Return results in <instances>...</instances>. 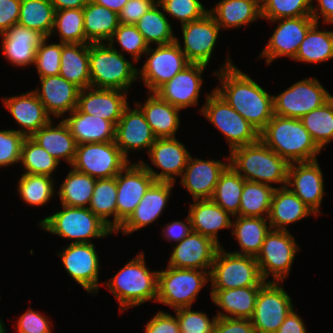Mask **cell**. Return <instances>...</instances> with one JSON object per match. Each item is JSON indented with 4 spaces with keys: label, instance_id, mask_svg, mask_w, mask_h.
Returning a JSON list of instances; mask_svg holds the SVG:
<instances>
[{
    "label": "cell",
    "instance_id": "1",
    "mask_svg": "<svg viewBox=\"0 0 333 333\" xmlns=\"http://www.w3.org/2000/svg\"><path fill=\"white\" fill-rule=\"evenodd\" d=\"M214 74L221 83V86H217L214 90L261 132L274 115L273 95L239 70L229 57Z\"/></svg>",
    "mask_w": 333,
    "mask_h": 333
},
{
    "label": "cell",
    "instance_id": "2",
    "mask_svg": "<svg viewBox=\"0 0 333 333\" xmlns=\"http://www.w3.org/2000/svg\"><path fill=\"white\" fill-rule=\"evenodd\" d=\"M260 140L289 164L317 160L321 152L300 119L275 114L260 132Z\"/></svg>",
    "mask_w": 333,
    "mask_h": 333
},
{
    "label": "cell",
    "instance_id": "3",
    "mask_svg": "<svg viewBox=\"0 0 333 333\" xmlns=\"http://www.w3.org/2000/svg\"><path fill=\"white\" fill-rule=\"evenodd\" d=\"M158 272L148 269L144 252H139L104 285L114 295L119 303L120 311L123 313L129 308L147 301L156 302Z\"/></svg>",
    "mask_w": 333,
    "mask_h": 333
},
{
    "label": "cell",
    "instance_id": "4",
    "mask_svg": "<svg viewBox=\"0 0 333 333\" xmlns=\"http://www.w3.org/2000/svg\"><path fill=\"white\" fill-rule=\"evenodd\" d=\"M229 155V164L246 181L286 186L289 163L261 140L234 148Z\"/></svg>",
    "mask_w": 333,
    "mask_h": 333
},
{
    "label": "cell",
    "instance_id": "5",
    "mask_svg": "<svg viewBox=\"0 0 333 333\" xmlns=\"http://www.w3.org/2000/svg\"><path fill=\"white\" fill-rule=\"evenodd\" d=\"M90 87L129 91L138 69L108 43L89 44Z\"/></svg>",
    "mask_w": 333,
    "mask_h": 333
},
{
    "label": "cell",
    "instance_id": "6",
    "mask_svg": "<svg viewBox=\"0 0 333 333\" xmlns=\"http://www.w3.org/2000/svg\"><path fill=\"white\" fill-rule=\"evenodd\" d=\"M38 225L46 232L73 240V244L93 243L92 238L107 237L114 232L89 208L65 205L62 210L40 220Z\"/></svg>",
    "mask_w": 333,
    "mask_h": 333
},
{
    "label": "cell",
    "instance_id": "7",
    "mask_svg": "<svg viewBox=\"0 0 333 333\" xmlns=\"http://www.w3.org/2000/svg\"><path fill=\"white\" fill-rule=\"evenodd\" d=\"M210 289L227 290L239 287L262 286V278L256 257L225 251L220 246L210 271Z\"/></svg>",
    "mask_w": 333,
    "mask_h": 333
},
{
    "label": "cell",
    "instance_id": "8",
    "mask_svg": "<svg viewBox=\"0 0 333 333\" xmlns=\"http://www.w3.org/2000/svg\"><path fill=\"white\" fill-rule=\"evenodd\" d=\"M210 281V272L167 266L158 272V296L156 303L174 310L192 307L197 295Z\"/></svg>",
    "mask_w": 333,
    "mask_h": 333
},
{
    "label": "cell",
    "instance_id": "9",
    "mask_svg": "<svg viewBox=\"0 0 333 333\" xmlns=\"http://www.w3.org/2000/svg\"><path fill=\"white\" fill-rule=\"evenodd\" d=\"M201 115L216 127L227 140L230 152L237 147L260 140V132L236 112L215 90L206 94Z\"/></svg>",
    "mask_w": 333,
    "mask_h": 333
},
{
    "label": "cell",
    "instance_id": "10",
    "mask_svg": "<svg viewBox=\"0 0 333 333\" xmlns=\"http://www.w3.org/2000/svg\"><path fill=\"white\" fill-rule=\"evenodd\" d=\"M131 161L115 141L79 144L71 168L95 179L116 177Z\"/></svg>",
    "mask_w": 333,
    "mask_h": 333
},
{
    "label": "cell",
    "instance_id": "11",
    "mask_svg": "<svg viewBox=\"0 0 333 333\" xmlns=\"http://www.w3.org/2000/svg\"><path fill=\"white\" fill-rule=\"evenodd\" d=\"M300 247L288 230H273L264 238L256 257L260 273L265 281L271 274L274 282H284L290 274L292 263Z\"/></svg>",
    "mask_w": 333,
    "mask_h": 333
},
{
    "label": "cell",
    "instance_id": "12",
    "mask_svg": "<svg viewBox=\"0 0 333 333\" xmlns=\"http://www.w3.org/2000/svg\"><path fill=\"white\" fill-rule=\"evenodd\" d=\"M332 96L316 78L306 77L279 95H273L274 114L301 119L305 114L322 106Z\"/></svg>",
    "mask_w": 333,
    "mask_h": 333
},
{
    "label": "cell",
    "instance_id": "13",
    "mask_svg": "<svg viewBox=\"0 0 333 333\" xmlns=\"http://www.w3.org/2000/svg\"><path fill=\"white\" fill-rule=\"evenodd\" d=\"M280 283L266 281L260 287L250 318L255 333H275L294 309L291 297Z\"/></svg>",
    "mask_w": 333,
    "mask_h": 333
},
{
    "label": "cell",
    "instance_id": "14",
    "mask_svg": "<svg viewBox=\"0 0 333 333\" xmlns=\"http://www.w3.org/2000/svg\"><path fill=\"white\" fill-rule=\"evenodd\" d=\"M144 55L147 60L142 69L138 68V79L143 80L148 93H154L190 64L176 41L149 47Z\"/></svg>",
    "mask_w": 333,
    "mask_h": 333
},
{
    "label": "cell",
    "instance_id": "15",
    "mask_svg": "<svg viewBox=\"0 0 333 333\" xmlns=\"http://www.w3.org/2000/svg\"><path fill=\"white\" fill-rule=\"evenodd\" d=\"M269 22L273 24L279 22V24L258 56L266 58L267 65L283 56L294 59L301 42L305 39L309 29L316 23L311 16L282 18Z\"/></svg>",
    "mask_w": 333,
    "mask_h": 333
},
{
    "label": "cell",
    "instance_id": "16",
    "mask_svg": "<svg viewBox=\"0 0 333 333\" xmlns=\"http://www.w3.org/2000/svg\"><path fill=\"white\" fill-rule=\"evenodd\" d=\"M93 243H70L57 255L71 279L77 282L88 293L99 291L100 261Z\"/></svg>",
    "mask_w": 333,
    "mask_h": 333
},
{
    "label": "cell",
    "instance_id": "17",
    "mask_svg": "<svg viewBox=\"0 0 333 333\" xmlns=\"http://www.w3.org/2000/svg\"><path fill=\"white\" fill-rule=\"evenodd\" d=\"M155 182L143 164L129 163L117 176V230L135 211L149 187Z\"/></svg>",
    "mask_w": 333,
    "mask_h": 333
},
{
    "label": "cell",
    "instance_id": "18",
    "mask_svg": "<svg viewBox=\"0 0 333 333\" xmlns=\"http://www.w3.org/2000/svg\"><path fill=\"white\" fill-rule=\"evenodd\" d=\"M183 48L176 37V42L190 63L208 66L219 37L220 27L208 12L202 18L183 24Z\"/></svg>",
    "mask_w": 333,
    "mask_h": 333
},
{
    "label": "cell",
    "instance_id": "19",
    "mask_svg": "<svg viewBox=\"0 0 333 333\" xmlns=\"http://www.w3.org/2000/svg\"><path fill=\"white\" fill-rule=\"evenodd\" d=\"M153 166L161 169L155 172L144 161H140L155 181L175 183L176 177H181L191 154L186 146L175 138H157L147 152Z\"/></svg>",
    "mask_w": 333,
    "mask_h": 333
},
{
    "label": "cell",
    "instance_id": "20",
    "mask_svg": "<svg viewBox=\"0 0 333 333\" xmlns=\"http://www.w3.org/2000/svg\"><path fill=\"white\" fill-rule=\"evenodd\" d=\"M323 172L318 160L290 163L286 186L293 191L314 213L321 214L324 196Z\"/></svg>",
    "mask_w": 333,
    "mask_h": 333
},
{
    "label": "cell",
    "instance_id": "21",
    "mask_svg": "<svg viewBox=\"0 0 333 333\" xmlns=\"http://www.w3.org/2000/svg\"><path fill=\"white\" fill-rule=\"evenodd\" d=\"M204 64L190 63L170 81L160 86L154 93L162 100L181 110L199 103L203 84Z\"/></svg>",
    "mask_w": 333,
    "mask_h": 333
},
{
    "label": "cell",
    "instance_id": "22",
    "mask_svg": "<svg viewBox=\"0 0 333 333\" xmlns=\"http://www.w3.org/2000/svg\"><path fill=\"white\" fill-rule=\"evenodd\" d=\"M172 248L167 266L210 272L220 246L209 237L192 231Z\"/></svg>",
    "mask_w": 333,
    "mask_h": 333
},
{
    "label": "cell",
    "instance_id": "23",
    "mask_svg": "<svg viewBox=\"0 0 333 333\" xmlns=\"http://www.w3.org/2000/svg\"><path fill=\"white\" fill-rule=\"evenodd\" d=\"M156 139L142 111L137 106L131 109L128 105L115 131V143L123 155L128 159L130 151L147 149L149 152Z\"/></svg>",
    "mask_w": 333,
    "mask_h": 333
},
{
    "label": "cell",
    "instance_id": "24",
    "mask_svg": "<svg viewBox=\"0 0 333 333\" xmlns=\"http://www.w3.org/2000/svg\"><path fill=\"white\" fill-rule=\"evenodd\" d=\"M128 92L119 89L87 87L80 90L76 109L111 121L115 126L129 105Z\"/></svg>",
    "mask_w": 333,
    "mask_h": 333
},
{
    "label": "cell",
    "instance_id": "25",
    "mask_svg": "<svg viewBox=\"0 0 333 333\" xmlns=\"http://www.w3.org/2000/svg\"><path fill=\"white\" fill-rule=\"evenodd\" d=\"M219 160H203L190 156L180 184L192 195L194 200L211 199L220 174L229 165Z\"/></svg>",
    "mask_w": 333,
    "mask_h": 333
},
{
    "label": "cell",
    "instance_id": "26",
    "mask_svg": "<svg viewBox=\"0 0 333 333\" xmlns=\"http://www.w3.org/2000/svg\"><path fill=\"white\" fill-rule=\"evenodd\" d=\"M174 184L155 181L146 191L135 211L115 233L118 235L122 231L124 235H129L156 221L169 202Z\"/></svg>",
    "mask_w": 333,
    "mask_h": 333
},
{
    "label": "cell",
    "instance_id": "27",
    "mask_svg": "<svg viewBox=\"0 0 333 333\" xmlns=\"http://www.w3.org/2000/svg\"><path fill=\"white\" fill-rule=\"evenodd\" d=\"M1 48L4 57L16 67L34 66L36 52L45 38L40 32L19 24L13 25L4 33Z\"/></svg>",
    "mask_w": 333,
    "mask_h": 333
},
{
    "label": "cell",
    "instance_id": "28",
    "mask_svg": "<svg viewBox=\"0 0 333 333\" xmlns=\"http://www.w3.org/2000/svg\"><path fill=\"white\" fill-rule=\"evenodd\" d=\"M41 90L37 87L36 93L46 112L56 118L63 117L77 107L80 88L67 81L60 75L40 77Z\"/></svg>",
    "mask_w": 333,
    "mask_h": 333
},
{
    "label": "cell",
    "instance_id": "29",
    "mask_svg": "<svg viewBox=\"0 0 333 333\" xmlns=\"http://www.w3.org/2000/svg\"><path fill=\"white\" fill-rule=\"evenodd\" d=\"M2 100L16 121L15 123L21 128L15 131L26 137H31L40 128L54 120L46 112L44 105L33 90L19 96L4 97Z\"/></svg>",
    "mask_w": 333,
    "mask_h": 333
},
{
    "label": "cell",
    "instance_id": "30",
    "mask_svg": "<svg viewBox=\"0 0 333 333\" xmlns=\"http://www.w3.org/2000/svg\"><path fill=\"white\" fill-rule=\"evenodd\" d=\"M315 213L287 186L275 189L268 221L273 230H288L291 223L301 221Z\"/></svg>",
    "mask_w": 333,
    "mask_h": 333
},
{
    "label": "cell",
    "instance_id": "31",
    "mask_svg": "<svg viewBox=\"0 0 333 333\" xmlns=\"http://www.w3.org/2000/svg\"><path fill=\"white\" fill-rule=\"evenodd\" d=\"M149 94L144 104L134 102L145 116L156 138H175L180 126L179 112L169 102L160 99L155 93Z\"/></svg>",
    "mask_w": 333,
    "mask_h": 333
},
{
    "label": "cell",
    "instance_id": "32",
    "mask_svg": "<svg viewBox=\"0 0 333 333\" xmlns=\"http://www.w3.org/2000/svg\"><path fill=\"white\" fill-rule=\"evenodd\" d=\"M190 204L189 217L192 230L209 237L220 245L218 232L221 229H230L232 221L230 214L224 211L212 199L194 200Z\"/></svg>",
    "mask_w": 333,
    "mask_h": 333
},
{
    "label": "cell",
    "instance_id": "33",
    "mask_svg": "<svg viewBox=\"0 0 333 333\" xmlns=\"http://www.w3.org/2000/svg\"><path fill=\"white\" fill-rule=\"evenodd\" d=\"M63 118L77 145L115 141L116 126L108 120L79 112L76 108Z\"/></svg>",
    "mask_w": 333,
    "mask_h": 333
},
{
    "label": "cell",
    "instance_id": "34",
    "mask_svg": "<svg viewBox=\"0 0 333 333\" xmlns=\"http://www.w3.org/2000/svg\"><path fill=\"white\" fill-rule=\"evenodd\" d=\"M260 287L248 286L227 290H210L213 303L225 311H218L217 317L250 319L254 313Z\"/></svg>",
    "mask_w": 333,
    "mask_h": 333
},
{
    "label": "cell",
    "instance_id": "35",
    "mask_svg": "<svg viewBox=\"0 0 333 333\" xmlns=\"http://www.w3.org/2000/svg\"><path fill=\"white\" fill-rule=\"evenodd\" d=\"M52 121L36 131L31 138L59 162L63 159L71 166L76 155L75 138L63 119L56 126Z\"/></svg>",
    "mask_w": 333,
    "mask_h": 333
},
{
    "label": "cell",
    "instance_id": "36",
    "mask_svg": "<svg viewBox=\"0 0 333 333\" xmlns=\"http://www.w3.org/2000/svg\"><path fill=\"white\" fill-rule=\"evenodd\" d=\"M208 12L221 30H230L260 19L261 5L256 0H221Z\"/></svg>",
    "mask_w": 333,
    "mask_h": 333
},
{
    "label": "cell",
    "instance_id": "37",
    "mask_svg": "<svg viewBox=\"0 0 333 333\" xmlns=\"http://www.w3.org/2000/svg\"><path fill=\"white\" fill-rule=\"evenodd\" d=\"M232 221V236H235L240 251H231L236 254L257 257L261 251L264 238L270 232L271 226L268 218L235 216Z\"/></svg>",
    "mask_w": 333,
    "mask_h": 333
},
{
    "label": "cell",
    "instance_id": "38",
    "mask_svg": "<svg viewBox=\"0 0 333 333\" xmlns=\"http://www.w3.org/2000/svg\"><path fill=\"white\" fill-rule=\"evenodd\" d=\"M59 75L81 90L90 87L89 44H64Z\"/></svg>",
    "mask_w": 333,
    "mask_h": 333
},
{
    "label": "cell",
    "instance_id": "39",
    "mask_svg": "<svg viewBox=\"0 0 333 333\" xmlns=\"http://www.w3.org/2000/svg\"><path fill=\"white\" fill-rule=\"evenodd\" d=\"M83 15L85 37L90 43H107L120 24L116 12L91 0L83 8Z\"/></svg>",
    "mask_w": 333,
    "mask_h": 333
},
{
    "label": "cell",
    "instance_id": "40",
    "mask_svg": "<svg viewBox=\"0 0 333 333\" xmlns=\"http://www.w3.org/2000/svg\"><path fill=\"white\" fill-rule=\"evenodd\" d=\"M318 27L319 23H315L309 29L293 60L317 64L333 59V30Z\"/></svg>",
    "mask_w": 333,
    "mask_h": 333
},
{
    "label": "cell",
    "instance_id": "41",
    "mask_svg": "<svg viewBox=\"0 0 333 333\" xmlns=\"http://www.w3.org/2000/svg\"><path fill=\"white\" fill-rule=\"evenodd\" d=\"M245 181L229 164L220 174L211 199L232 217L239 216L240 200Z\"/></svg>",
    "mask_w": 333,
    "mask_h": 333
},
{
    "label": "cell",
    "instance_id": "42",
    "mask_svg": "<svg viewBox=\"0 0 333 333\" xmlns=\"http://www.w3.org/2000/svg\"><path fill=\"white\" fill-rule=\"evenodd\" d=\"M95 183V178L72 168L56 192L61 205L88 208Z\"/></svg>",
    "mask_w": 333,
    "mask_h": 333
},
{
    "label": "cell",
    "instance_id": "43",
    "mask_svg": "<svg viewBox=\"0 0 333 333\" xmlns=\"http://www.w3.org/2000/svg\"><path fill=\"white\" fill-rule=\"evenodd\" d=\"M117 185L116 177L96 179L88 208L104 221L114 233L117 231ZM110 216H113L111 221Z\"/></svg>",
    "mask_w": 333,
    "mask_h": 333
},
{
    "label": "cell",
    "instance_id": "44",
    "mask_svg": "<svg viewBox=\"0 0 333 333\" xmlns=\"http://www.w3.org/2000/svg\"><path fill=\"white\" fill-rule=\"evenodd\" d=\"M135 25L149 47L151 43L164 45L176 40L170 21L159 3L151 7Z\"/></svg>",
    "mask_w": 333,
    "mask_h": 333
},
{
    "label": "cell",
    "instance_id": "45",
    "mask_svg": "<svg viewBox=\"0 0 333 333\" xmlns=\"http://www.w3.org/2000/svg\"><path fill=\"white\" fill-rule=\"evenodd\" d=\"M55 9L49 0H21L18 24L51 37Z\"/></svg>",
    "mask_w": 333,
    "mask_h": 333
},
{
    "label": "cell",
    "instance_id": "46",
    "mask_svg": "<svg viewBox=\"0 0 333 333\" xmlns=\"http://www.w3.org/2000/svg\"><path fill=\"white\" fill-rule=\"evenodd\" d=\"M276 188L259 182L245 181L240 200L239 216L268 218Z\"/></svg>",
    "mask_w": 333,
    "mask_h": 333
},
{
    "label": "cell",
    "instance_id": "47",
    "mask_svg": "<svg viewBox=\"0 0 333 333\" xmlns=\"http://www.w3.org/2000/svg\"><path fill=\"white\" fill-rule=\"evenodd\" d=\"M57 33L60 43L90 44L85 37L83 8L55 10L51 36Z\"/></svg>",
    "mask_w": 333,
    "mask_h": 333
},
{
    "label": "cell",
    "instance_id": "48",
    "mask_svg": "<svg viewBox=\"0 0 333 333\" xmlns=\"http://www.w3.org/2000/svg\"><path fill=\"white\" fill-rule=\"evenodd\" d=\"M300 120L322 150L325 145L333 141V96L322 106L305 114Z\"/></svg>",
    "mask_w": 333,
    "mask_h": 333
},
{
    "label": "cell",
    "instance_id": "49",
    "mask_svg": "<svg viewBox=\"0 0 333 333\" xmlns=\"http://www.w3.org/2000/svg\"><path fill=\"white\" fill-rule=\"evenodd\" d=\"M55 185L53 177L23 173L19 178L17 193L26 204L43 206L54 196Z\"/></svg>",
    "mask_w": 333,
    "mask_h": 333
},
{
    "label": "cell",
    "instance_id": "50",
    "mask_svg": "<svg viewBox=\"0 0 333 333\" xmlns=\"http://www.w3.org/2000/svg\"><path fill=\"white\" fill-rule=\"evenodd\" d=\"M20 164H23L24 173L52 177L60 162L31 137H26L22 145Z\"/></svg>",
    "mask_w": 333,
    "mask_h": 333
},
{
    "label": "cell",
    "instance_id": "51",
    "mask_svg": "<svg viewBox=\"0 0 333 333\" xmlns=\"http://www.w3.org/2000/svg\"><path fill=\"white\" fill-rule=\"evenodd\" d=\"M312 4V0H265L261 4V19L274 21L311 16Z\"/></svg>",
    "mask_w": 333,
    "mask_h": 333
},
{
    "label": "cell",
    "instance_id": "52",
    "mask_svg": "<svg viewBox=\"0 0 333 333\" xmlns=\"http://www.w3.org/2000/svg\"><path fill=\"white\" fill-rule=\"evenodd\" d=\"M115 42L121 46V51L118 52L121 54L124 52L129 53L131 59L136 63L149 49V45L138 31L136 25L120 23L107 43L114 45Z\"/></svg>",
    "mask_w": 333,
    "mask_h": 333
},
{
    "label": "cell",
    "instance_id": "53",
    "mask_svg": "<svg viewBox=\"0 0 333 333\" xmlns=\"http://www.w3.org/2000/svg\"><path fill=\"white\" fill-rule=\"evenodd\" d=\"M48 37H45L36 52L34 65L39 77H49L59 75L60 57L62 43L48 44Z\"/></svg>",
    "mask_w": 333,
    "mask_h": 333
},
{
    "label": "cell",
    "instance_id": "54",
    "mask_svg": "<svg viewBox=\"0 0 333 333\" xmlns=\"http://www.w3.org/2000/svg\"><path fill=\"white\" fill-rule=\"evenodd\" d=\"M159 4L165 14L178 19L181 25L198 20L208 13L199 0H161Z\"/></svg>",
    "mask_w": 333,
    "mask_h": 333
},
{
    "label": "cell",
    "instance_id": "55",
    "mask_svg": "<svg viewBox=\"0 0 333 333\" xmlns=\"http://www.w3.org/2000/svg\"><path fill=\"white\" fill-rule=\"evenodd\" d=\"M180 326V333H213L217 315L210 320L205 312L191 307L174 310Z\"/></svg>",
    "mask_w": 333,
    "mask_h": 333
},
{
    "label": "cell",
    "instance_id": "56",
    "mask_svg": "<svg viewBox=\"0 0 333 333\" xmlns=\"http://www.w3.org/2000/svg\"><path fill=\"white\" fill-rule=\"evenodd\" d=\"M15 130H0V167L20 164L22 145L26 136Z\"/></svg>",
    "mask_w": 333,
    "mask_h": 333
},
{
    "label": "cell",
    "instance_id": "57",
    "mask_svg": "<svg viewBox=\"0 0 333 333\" xmlns=\"http://www.w3.org/2000/svg\"><path fill=\"white\" fill-rule=\"evenodd\" d=\"M51 323L46 315L27 309L17 321L16 332L52 333Z\"/></svg>",
    "mask_w": 333,
    "mask_h": 333
},
{
    "label": "cell",
    "instance_id": "58",
    "mask_svg": "<svg viewBox=\"0 0 333 333\" xmlns=\"http://www.w3.org/2000/svg\"><path fill=\"white\" fill-rule=\"evenodd\" d=\"M155 4L154 0H129L118 14L119 23L135 25Z\"/></svg>",
    "mask_w": 333,
    "mask_h": 333
},
{
    "label": "cell",
    "instance_id": "59",
    "mask_svg": "<svg viewBox=\"0 0 333 333\" xmlns=\"http://www.w3.org/2000/svg\"><path fill=\"white\" fill-rule=\"evenodd\" d=\"M145 333H180V326L177 317L165 311H158L157 314L146 323Z\"/></svg>",
    "mask_w": 333,
    "mask_h": 333
},
{
    "label": "cell",
    "instance_id": "60",
    "mask_svg": "<svg viewBox=\"0 0 333 333\" xmlns=\"http://www.w3.org/2000/svg\"><path fill=\"white\" fill-rule=\"evenodd\" d=\"M213 333H255V329L248 318L218 317Z\"/></svg>",
    "mask_w": 333,
    "mask_h": 333
},
{
    "label": "cell",
    "instance_id": "61",
    "mask_svg": "<svg viewBox=\"0 0 333 333\" xmlns=\"http://www.w3.org/2000/svg\"><path fill=\"white\" fill-rule=\"evenodd\" d=\"M21 0H0V34L18 24Z\"/></svg>",
    "mask_w": 333,
    "mask_h": 333
},
{
    "label": "cell",
    "instance_id": "62",
    "mask_svg": "<svg viewBox=\"0 0 333 333\" xmlns=\"http://www.w3.org/2000/svg\"><path fill=\"white\" fill-rule=\"evenodd\" d=\"M162 228L163 238L165 237L166 241H174L176 243L182 241L193 231L189 215L186 217V222L177 220L166 224Z\"/></svg>",
    "mask_w": 333,
    "mask_h": 333
},
{
    "label": "cell",
    "instance_id": "63",
    "mask_svg": "<svg viewBox=\"0 0 333 333\" xmlns=\"http://www.w3.org/2000/svg\"><path fill=\"white\" fill-rule=\"evenodd\" d=\"M275 333H307L302 318L293 309Z\"/></svg>",
    "mask_w": 333,
    "mask_h": 333
},
{
    "label": "cell",
    "instance_id": "64",
    "mask_svg": "<svg viewBox=\"0 0 333 333\" xmlns=\"http://www.w3.org/2000/svg\"><path fill=\"white\" fill-rule=\"evenodd\" d=\"M314 1V0H312ZM318 5L312 4L311 17L319 22V18L322 15V22L325 24H333V0H316ZM319 10V11H318Z\"/></svg>",
    "mask_w": 333,
    "mask_h": 333
},
{
    "label": "cell",
    "instance_id": "65",
    "mask_svg": "<svg viewBox=\"0 0 333 333\" xmlns=\"http://www.w3.org/2000/svg\"><path fill=\"white\" fill-rule=\"evenodd\" d=\"M55 10L84 8L90 0H49Z\"/></svg>",
    "mask_w": 333,
    "mask_h": 333
},
{
    "label": "cell",
    "instance_id": "66",
    "mask_svg": "<svg viewBox=\"0 0 333 333\" xmlns=\"http://www.w3.org/2000/svg\"><path fill=\"white\" fill-rule=\"evenodd\" d=\"M92 2L102 5L105 8L110 9L111 11L116 12L119 14L121 9L129 0H91Z\"/></svg>",
    "mask_w": 333,
    "mask_h": 333
},
{
    "label": "cell",
    "instance_id": "67",
    "mask_svg": "<svg viewBox=\"0 0 333 333\" xmlns=\"http://www.w3.org/2000/svg\"><path fill=\"white\" fill-rule=\"evenodd\" d=\"M5 325L3 324L1 318H0V333H6Z\"/></svg>",
    "mask_w": 333,
    "mask_h": 333
},
{
    "label": "cell",
    "instance_id": "68",
    "mask_svg": "<svg viewBox=\"0 0 333 333\" xmlns=\"http://www.w3.org/2000/svg\"><path fill=\"white\" fill-rule=\"evenodd\" d=\"M260 5L265 1V0H256Z\"/></svg>",
    "mask_w": 333,
    "mask_h": 333
}]
</instances>
